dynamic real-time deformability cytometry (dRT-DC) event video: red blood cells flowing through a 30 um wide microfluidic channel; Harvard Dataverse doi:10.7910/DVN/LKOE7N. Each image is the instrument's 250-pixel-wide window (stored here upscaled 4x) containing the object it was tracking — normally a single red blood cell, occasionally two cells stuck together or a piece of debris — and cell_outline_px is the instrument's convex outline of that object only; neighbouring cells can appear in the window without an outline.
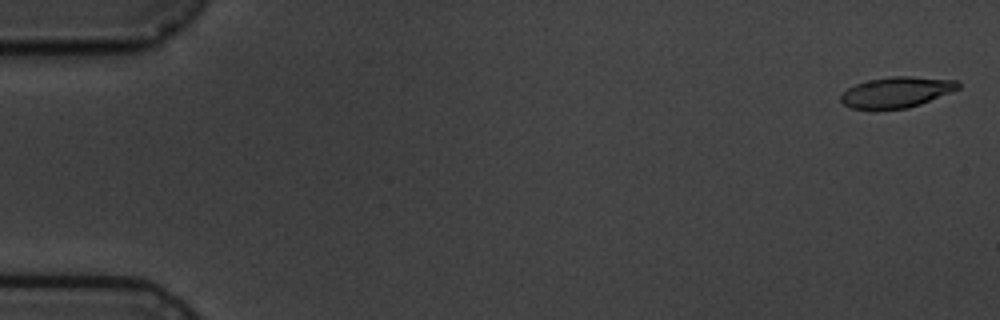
{"species": "common noctule bat (a hibernating species)", "species_latin": "Nyctalus noctula", "temperature_condition": "cold", "stored_images_in_passage": 5, "camera_frame_rate_fps": 3000, "um_per_image_px": 0.085, "animal": {"sex": "male", "body_mass_g": 19.5, "forearm_length_mm": 54.6}, "frame": {"image": 1, "passage_image": 1, "time_ms": 0.0, "image_size_px": [1000, 320], "cell_outline_px": [[960, 88], [920, 104], [908, 108], [872, 112], [852, 108], [844, 104], [840, 100], [840, 96], [848, 88], [856, 84], [868, 80], [892, 76], [908, 76], [956, 80], [960, 84]], "centroid_in_image_um": [76.15, 7.87], "position_along_channel_um": 8.9, "area_um2": 21.39}}
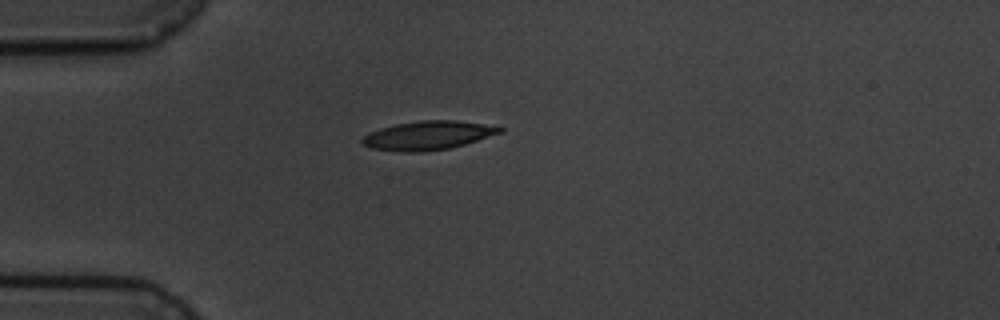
{"frame": {"image": 2, "passage_image": 5, "time_ms": 4.667, "image_size_px": [1000, 320], "cell_outline_px": [[504, 132], [464, 144], [448, 148], [416, 152], [408, 152], [372, 148], [364, 144], [360, 140], [368, 132], [380, 128], [396, 124], [420, 120], [456, 120], [504, 128]], "centroid_in_image_um": [36.36, 11.5], "position_along_channel_um": 48.6, "area_um2": 22.72}}